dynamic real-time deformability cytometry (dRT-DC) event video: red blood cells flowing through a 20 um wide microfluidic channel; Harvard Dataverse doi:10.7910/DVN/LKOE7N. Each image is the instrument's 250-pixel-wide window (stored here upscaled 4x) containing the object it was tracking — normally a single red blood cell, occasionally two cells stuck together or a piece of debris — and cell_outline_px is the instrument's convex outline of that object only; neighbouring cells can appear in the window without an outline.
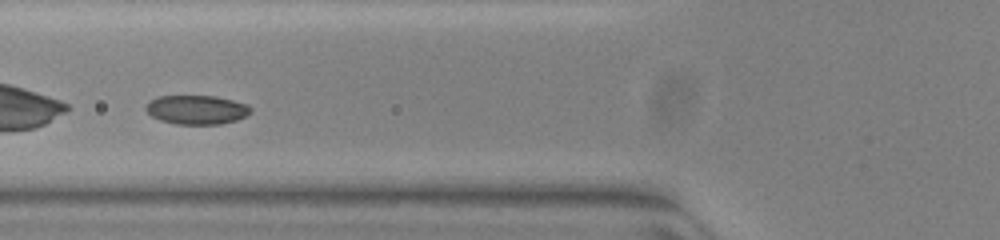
{"species": "common noctule bat (a hibernating species)", "species_latin": "Nyctalus noctula", "temperature_condition": "warm", "stored_images_in_passage": 42, "camera_frame_rate_fps": 3000, "um_per_image_px": 0.085, "animal": {"sex": "female", "body_mass_g": 23.0, "forearm_length_mm": 53.4}, "frame": {"image": 1, "passage_image": 11, "time_ms": 3.333, "image_size_px": [1000, 240], "cell_outline_px": [[252, 112], [236, 120], [220, 124], [176, 124], [160, 120], [152, 116], [144, 108], [152, 100], [160, 96], [216, 96], [248, 104], [252, 108]], "centroid_in_image_um": [16.75, 9.33], "position_along_channel_um": 109.1, "area_um2": 17.63}}
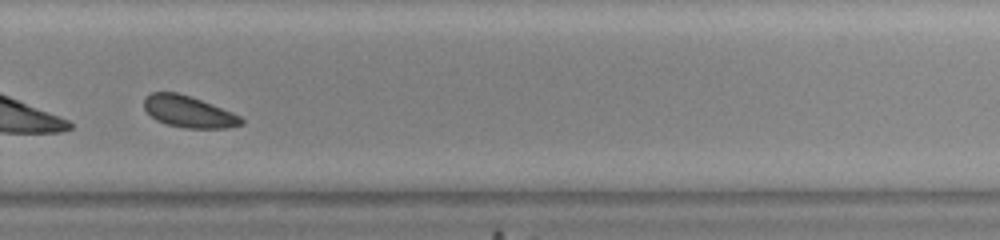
{"frame": {"image": 2, "passage_image": 27, "time_ms": 8.667, "image_size_px": [1000, 240], "cell_outline_px": [[244, 124], [228, 128], [184, 128], [168, 124], [156, 120], [144, 108], [144, 100], [152, 92], [176, 92], [212, 104], [232, 112], [240, 116], [244, 120]], "centroid_in_image_um": [16.06, 9.51], "position_along_channel_um": 313.7, "area_um2": 17.69}}
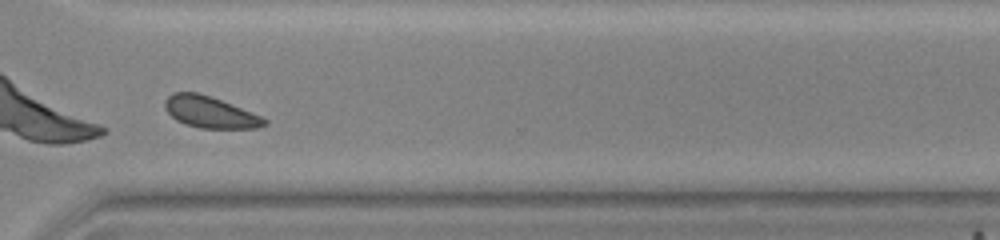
{"frame": {"image": 3, "passage_image": 30, "time_ms": 9.667, "image_size_px": [1000, 240], "cell_outline_px": [[268, 124], [260, 128], [200, 128], [184, 124], [176, 120], [164, 108], [164, 100], [172, 92], [196, 92], [220, 100], [260, 116], [268, 120]], "centroid_in_image_um": [17.82, 9.54], "position_along_channel_um": 352.8, "area_um2": 18.09}}